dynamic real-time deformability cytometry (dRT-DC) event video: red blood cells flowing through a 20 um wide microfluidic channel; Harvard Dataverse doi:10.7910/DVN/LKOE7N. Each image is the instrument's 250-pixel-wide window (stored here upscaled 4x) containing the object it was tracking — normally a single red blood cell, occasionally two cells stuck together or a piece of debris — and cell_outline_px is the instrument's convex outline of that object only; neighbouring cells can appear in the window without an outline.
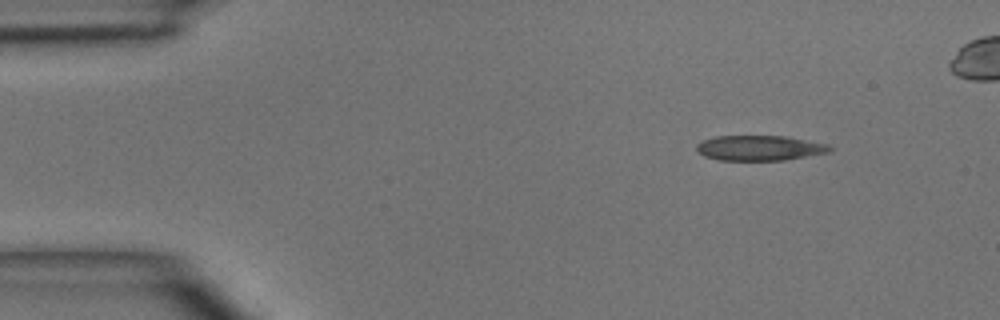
{"species": "common noctule bat (a hibernating species)", "species_latin": "Nyctalus noctula", "temperature_condition": "room temperature", "stored_images_in_passage": 4, "camera_frame_rate_fps": 3000, "um_per_image_px": 0.085, "animal": {"sex": "male", "body_mass_g": 15.6}, "frame": {"image": 1, "passage_image": 1, "time_ms": 0.0, "image_size_px": [1000, 320], "cell_outline_px": [[832, 152], [784, 160], [716, 160], [704, 156], [696, 148], [696, 144], [704, 140], [716, 136], [784, 136], [828, 144], [832, 148]], "centroid_in_image_um": [64.58, 12.58], "position_along_channel_um": 20.4, "area_um2": 19.48}}